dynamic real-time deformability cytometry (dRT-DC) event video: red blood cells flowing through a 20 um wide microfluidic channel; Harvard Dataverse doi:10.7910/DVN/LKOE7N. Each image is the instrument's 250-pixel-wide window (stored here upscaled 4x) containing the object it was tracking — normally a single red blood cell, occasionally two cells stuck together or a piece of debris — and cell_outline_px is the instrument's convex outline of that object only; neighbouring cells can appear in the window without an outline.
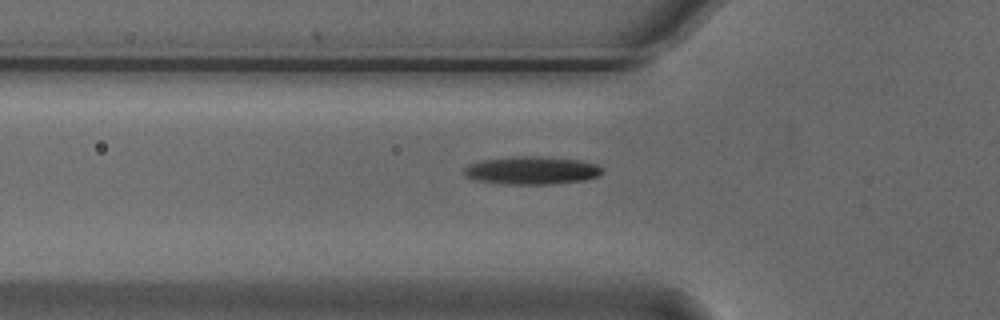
{"species": "Egyptian fruit bat (a non-hibernating species)", "species_latin": "Rousettus aegyptiacus", "temperature_condition": "cold", "stored_images_in_passage": 27, "camera_frame_rate_fps": 3000, "um_per_image_px": 0.085, "animal": {"sex": "male"}, "frame": {"image": 1, "passage_image": 2, "time_ms": 0.333, "image_size_px": [1000, 320], "cell_outline_px": [[604, 172], [600, 176], [584, 180], [552, 184], [504, 184], [476, 180], [464, 176], [464, 168], [468, 164], [484, 160], [512, 156], [540, 156], [580, 160], [596, 164], [604, 168]], "centroid_in_image_um": [45.23, 14.48], "position_along_channel_um": 80.6, "area_um2": 22.72}}
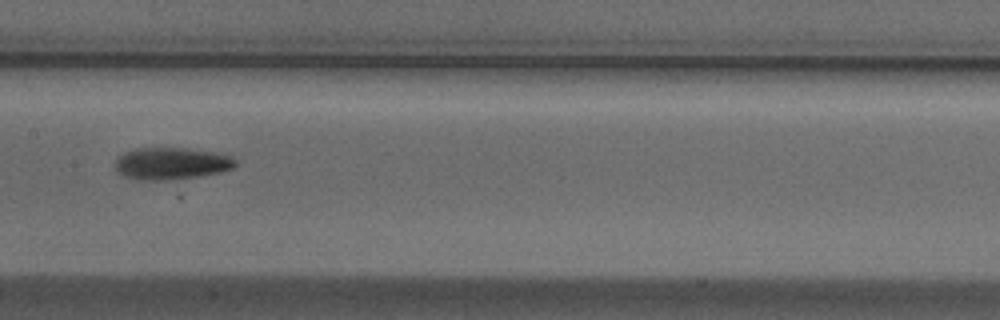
{"frame": {"image": 2, "passage_image": 11, "time_ms": 3.333, "image_size_px": [1000, 320], "cell_outline_px": [[236, 164], [232, 168], [220, 172], [196, 176], [160, 180], [140, 180], [124, 176], [116, 168], [116, 160], [124, 152], [136, 148], [184, 148], [212, 152], [232, 156], [236, 160]], "centroid_in_image_um": [14.56, 13.88], "position_along_channel_um": 192.8, "area_um2": 22.02}}
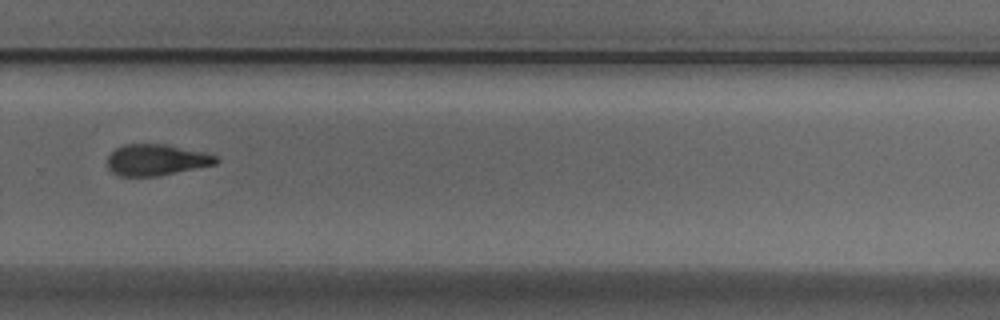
{"frame": {"image": 3, "passage_image": 21, "time_ms": 6.667, "image_size_px": [1000, 320], "cell_outline_px": [[220, 160], [216, 164], [156, 176], [120, 176], [112, 172], [108, 168], [108, 156], [116, 148], [124, 144], [164, 144], [204, 152], [216, 156]], "centroid_in_image_um": [13.27, 13.59], "position_along_channel_um": 316.5, "area_um2": 19.59}, "authors_computed_cell_mechanics": {"area_um2": 21.675, "velocity_mm_per_s": 3.7289, "shape_relaxation_time_tau1_ms": 3.1267, "shape_relaxation_time_tau2_ms": 10.6266, "deformation_change_tau1": 0.1193, "deformation_change_tau2": 0.2232}}